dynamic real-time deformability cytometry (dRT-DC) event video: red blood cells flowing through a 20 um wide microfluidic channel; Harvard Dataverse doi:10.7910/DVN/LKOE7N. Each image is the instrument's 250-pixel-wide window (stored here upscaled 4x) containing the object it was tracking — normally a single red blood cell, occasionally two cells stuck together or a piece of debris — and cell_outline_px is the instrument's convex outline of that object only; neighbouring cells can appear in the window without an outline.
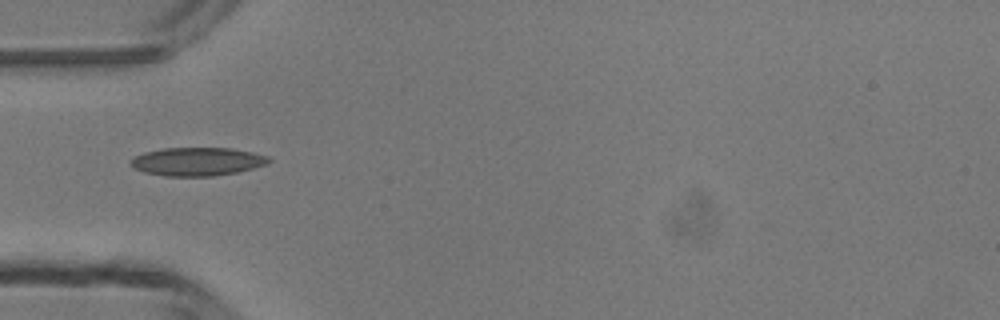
{"species": "common noctule bat (a hibernating species)", "species_latin": "Nyctalus noctula", "temperature_condition": "room temperature", "stored_images_in_passage": 4, "camera_frame_rate_fps": 3000, "um_per_image_px": 0.085, "animal": {"sex": "male", "body_mass_g": 13.3}, "frame": {"image": 1, "passage_image": 3, "time_ms": 3.333, "image_size_px": [1000, 320], "cell_outline_px": [[272, 160], [268, 164], [236, 172], [212, 176], [164, 176], [144, 172], [128, 164], [132, 156], [144, 152], [164, 148], [232, 148], [252, 152], [268, 156]], "centroid_in_image_um": [16.74, 13.73], "position_along_channel_um": 68.3, "area_um2": 22.89}}
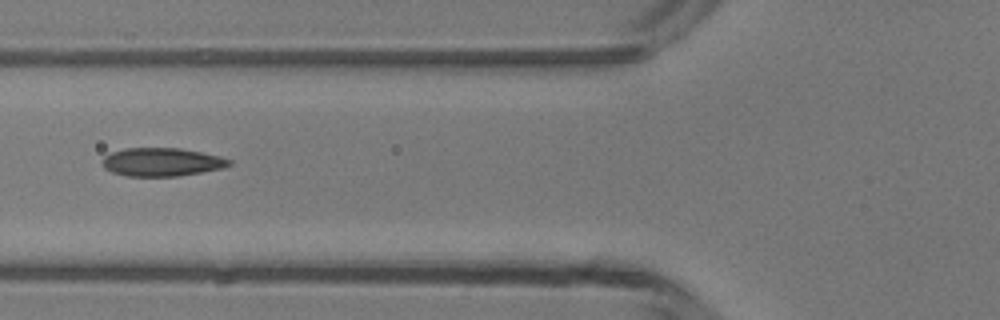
{"frame": {"image": 2, "passage_image": 4, "time_ms": 4.333, "image_size_px": [1000, 320], "cell_outline_px": [[232, 164], [220, 168], [180, 176], [128, 176], [112, 172], [104, 168], [100, 160], [104, 156], [112, 152], [124, 148], [180, 148], [220, 156], [232, 160]], "centroid_in_image_um": [13.71, 13.77], "position_along_channel_um": 112.1, "area_um2": 20.92}}